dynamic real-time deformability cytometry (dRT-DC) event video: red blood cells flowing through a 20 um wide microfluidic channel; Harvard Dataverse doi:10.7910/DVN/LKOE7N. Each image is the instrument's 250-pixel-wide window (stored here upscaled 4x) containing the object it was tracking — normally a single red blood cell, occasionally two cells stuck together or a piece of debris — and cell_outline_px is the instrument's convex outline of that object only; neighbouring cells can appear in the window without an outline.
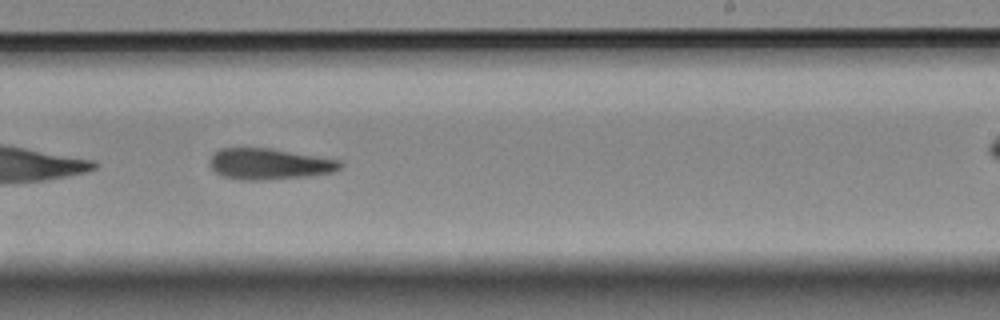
{"species": "Egyptian fruit bat (a non-hibernating species)", "species_latin": "Rousettus aegyptiacus", "temperature_condition": "room temperature", "stored_images_in_passage": 30, "camera_frame_rate_fps": 3000, "um_per_image_px": 0.085, "animal": {"sex": "female"}, "frame": {"image": 1, "passage_image": 18, "time_ms": 5.667, "image_size_px": [1000, 320], "cell_outline_px": [[344, 164], [340, 168], [332, 172], [308, 176], [264, 180], [240, 180], [220, 176], [208, 164], [208, 160], [212, 152], [220, 148], [268, 148], [340, 160]], "centroid_in_image_um": [22.82, 13.94], "position_along_channel_um": 266.2, "area_um2": 23.76}}
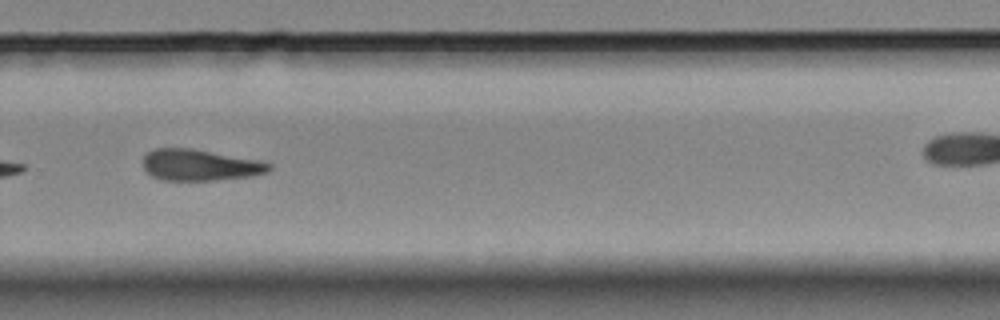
{"frame": {"image": 2, "passage_image": 22, "time_ms": 7.0, "image_size_px": [1000, 320], "cell_outline_px": [[272, 168], [268, 172], [248, 176], [212, 180], [164, 180], [152, 176], [144, 168], [144, 156], [148, 152], [156, 148], [192, 148], [260, 160], [272, 164]], "centroid_in_image_um": [17.01, 14.02], "position_along_channel_um": 312.8, "area_um2": 22.83}}